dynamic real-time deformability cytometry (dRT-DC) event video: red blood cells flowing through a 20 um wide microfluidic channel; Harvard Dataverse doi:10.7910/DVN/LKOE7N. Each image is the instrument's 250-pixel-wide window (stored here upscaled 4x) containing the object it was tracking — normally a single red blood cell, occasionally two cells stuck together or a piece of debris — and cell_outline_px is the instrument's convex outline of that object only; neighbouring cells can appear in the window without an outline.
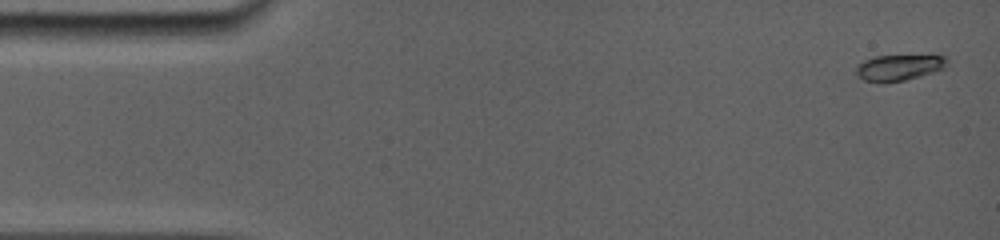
{"species": "common noctule bat (a hibernating species)", "species_latin": "Nyctalus noctula", "temperature_condition": "room temperature", "stored_images_in_passage": 33, "segment_of_instrument_passage": [1, 2], "camera_frame_rate_fps": 5000, "um_per_image_px": 0.085, "animal": {"sex": "female", "body_mass_g": 19.0, "forearm_length_mm": 56.7}, "frame": {"image": 1, "passage_image": 1, "time_ms": 0.0, "image_size_px": [1000, 240], "cell_outline_px": [[948, 60], [944, 68], [936, 72], [904, 80], [880, 84], [864, 80], [856, 76], [856, 68], [864, 60], [876, 56], [948, 56]], "centroid_in_image_um": [76.4, 5.76], "position_along_channel_um": 8.6, "area_um2": 13.81}}
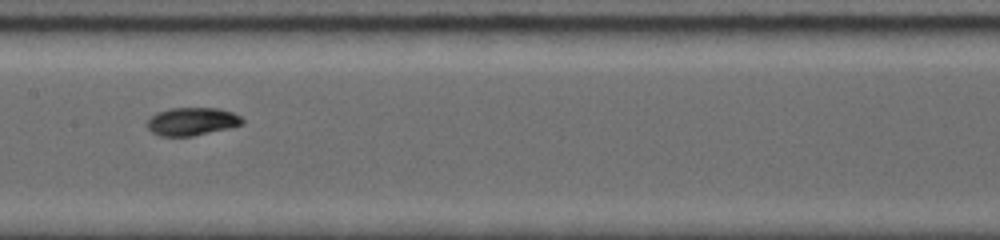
{"frame": {"image": 2, "passage_image": 14, "time_ms": 7.8, "image_size_px": [1000, 240], "cell_outline_px": [[244, 124], [228, 128], [192, 136], [160, 136], [152, 132], [148, 128], [148, 120], [156, 112], [168, 108], [220, 108], [232, 112], [240, 116], [244, 120]], "centroid_in_image_um": [16.33, 10.31], "position_along_channel_um": 191.1, "area_um2": 15.49}}
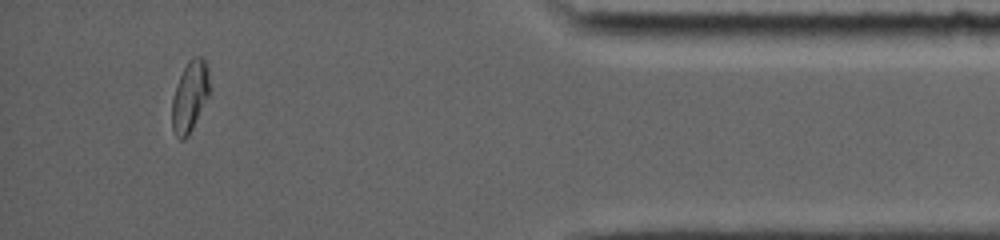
{"frame": {"image": 3, "passage_image": 29, "time_ms": 14.6, "image_size_px": [1000, 240], "cell_outline_px": [[208, 96], [188, 136], [184, 140], [180, 140], [176, 136], [172, 128], [172, 100], [176, 84], [188, 60], [192, 56], [200, 56], [204, 60], [208, 68]], "centroid_in_image_um": [16.11, 8.19], "position_along_channel_um": 419.1, "area_um2": 15.26}}